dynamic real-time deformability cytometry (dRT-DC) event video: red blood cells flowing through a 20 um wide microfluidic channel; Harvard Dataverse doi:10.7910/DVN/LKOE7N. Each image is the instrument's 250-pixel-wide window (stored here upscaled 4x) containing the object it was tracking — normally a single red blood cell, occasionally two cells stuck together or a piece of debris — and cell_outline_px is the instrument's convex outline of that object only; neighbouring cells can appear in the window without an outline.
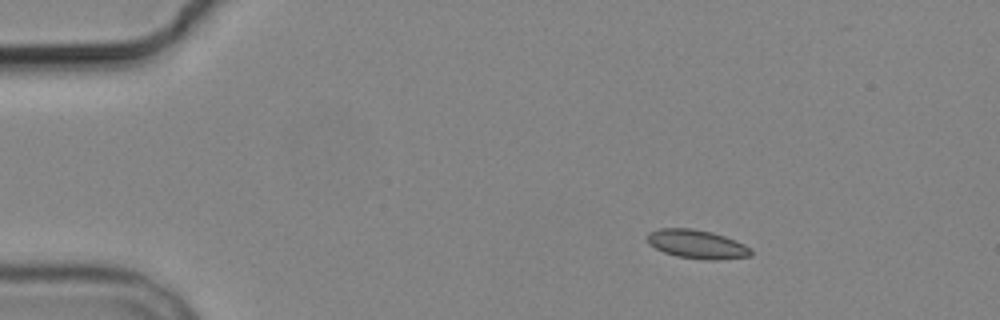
{"species": "common noctule bat (a hibernating species)", "species_latin": "Nyctalus noctula", "temperature_condition": "cold", "stored_images_in_passage": 4, "camera_frame_rate_fps": 3000, "um_per_image_px": 0.085, "animal": {"sex": "male", "body_mass_g": 19.2, "forearm_length_mm": 51.8}, "frame": {"image": 1, "passage_image": 2, "time_ms": 1.333, "image_size_px": [1000, 320], "cell_outline_px": [[752, 256], [712, 260], [704, 260], [676, 256], [664, 252], [648, 244], [648, 232], [660, 228], [692, 228], [712, 232], [736, 240], [752, 248]], "centroid_in_image_um": [59.26, 20.75], "position_along_channel_um": 25.7, "area_um2": 17.46}}